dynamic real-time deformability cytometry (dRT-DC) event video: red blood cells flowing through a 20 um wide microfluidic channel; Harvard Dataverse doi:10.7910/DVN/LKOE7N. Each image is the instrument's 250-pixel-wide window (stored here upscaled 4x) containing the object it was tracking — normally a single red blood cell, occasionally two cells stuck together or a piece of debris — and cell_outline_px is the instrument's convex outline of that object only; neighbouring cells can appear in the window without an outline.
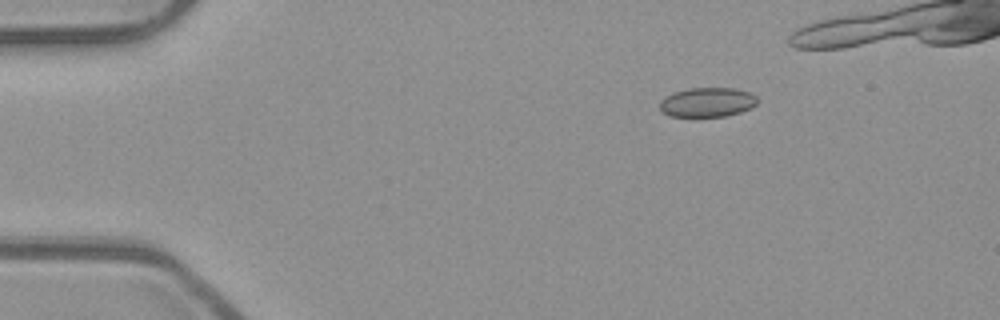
{"species": "common noctule bat (a hibernating species)", "species_latin": "Nyctalus noctula", "temperature_condition": "room temperature", "stored_images_in_passage": 36, "camera_frame_rate_fps": 3000, "um_per_image_px": 0.085, "animal": {"sex": "male", "body_mass_g": 23.1, "forearm_length_mm": 52.7}, "frame": {"image": 1, "passage_image": 1, "time_ms": 0.0, "image_size_px": [1000, 320], "cell_outline_px": [[756, 104], [752, 108], [740, 112], [724, 116], [668, 116], [660, 108], [660, 100], [676, 92], [688, 88], [736, 88], [752, 92], [756, 96]], "centroid_in_image_um": [60.16, 8.68], "position_along_channel_um": 24.8, "area_um2": 16.65}}
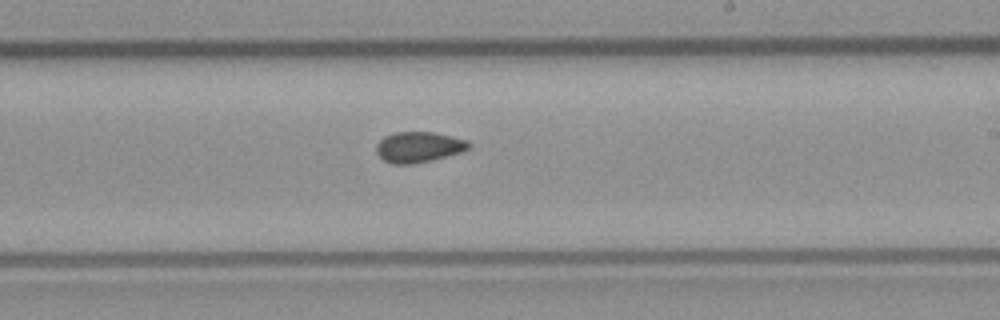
{"frame": {"image": 2, "passage_image": 24, "time_ms": 7.667, "image_size_px": [1000, 320], "cell_outline_px": [[472, 144], [468, 148], [460, 152], [432, 160], [412, 164], [392, 164], [384, 160], [376, 152], [376, 144], [384, 136], [396, 132], [436, 132], [468, 140]], "centroid_in_image_um": [35.58, 12.49], "position_along_channel_um": 253.4, "area_um2": 16.53}}
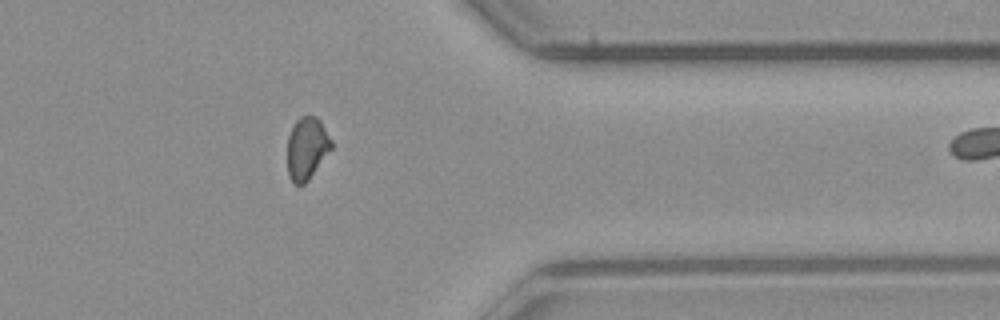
{"frame": {"image": 3, "passage_image": 35, "time_ms": 11.333, "image_size_px": [1000, 320], "cell_outline_px": [[332, 148], [308, 180], [304, 184], [296, 184], [288, 176], [288, 136], [296, 120], [300, 116], [308, 112], [316, 116], [320, 120], [332, 140]], "centroid_in_image_um": [26.09, 12.54], "position_along_channel_um": 385.3, "area_um2": 16.07}}